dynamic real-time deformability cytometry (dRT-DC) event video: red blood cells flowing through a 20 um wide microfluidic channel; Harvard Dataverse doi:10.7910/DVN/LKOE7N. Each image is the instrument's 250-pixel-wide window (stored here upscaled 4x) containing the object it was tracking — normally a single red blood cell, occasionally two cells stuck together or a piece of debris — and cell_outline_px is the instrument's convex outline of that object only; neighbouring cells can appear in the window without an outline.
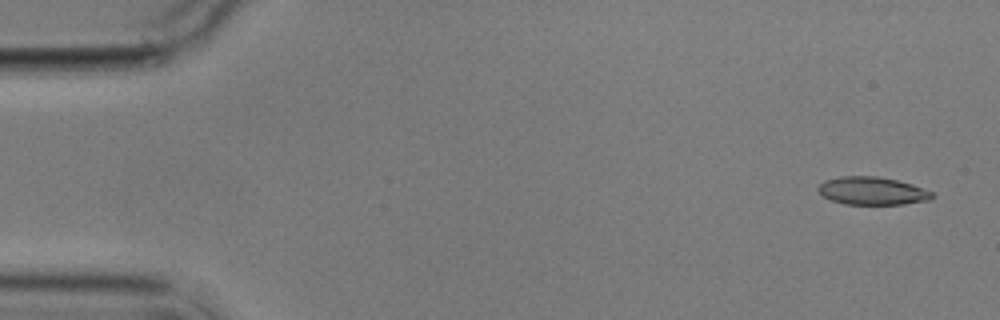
{"species": "common noctule bat (a hibernating species)", "species_latin": "Nyctalus noctula", "temperature_condition": "cold", "stored_images_in_passage": 5, "camera_frame_rate_fps": 3000, "um_per_image_px": 0.085, "animal": {"sex": "male", "body_mass_g": 17.9}, "frame": {"image": 1, "passage_image": 1, "time_ms": 0.0, "image_size_px": [1000, 320], "cell_outline_px": [[936, 196], [932, 200], [904, 204], [844, 204], [832, 200], [824, 196], [816, 188], [824, 180], [840, 176], [880, 176], [912, 184], [932, 192]], "centroid_in_image_um": [74.17, 16.22], "position_along_channel_um": 10.8, "area_um2": 18.61}}
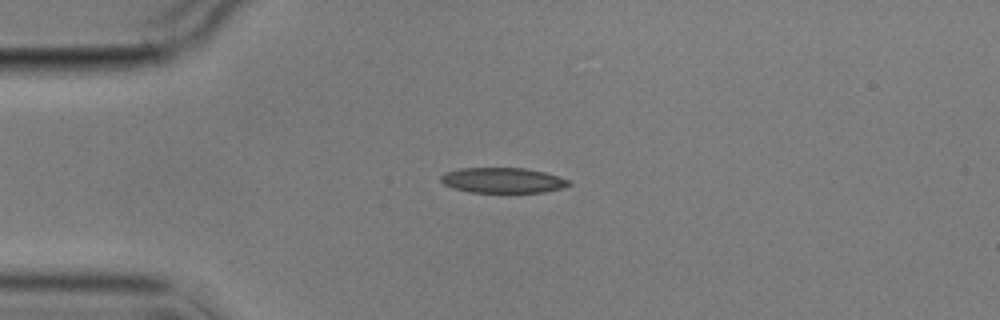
{"frame": {"image": 2, "passage_image": 4, "time_ms": 3.667, "image_size_px": [1000, 320], "cell_outline_px": [[572, 184], [560, 188], [544, 192], [472, 192], [452, 188], [444, 184], [440, 180], [440, 176], [444, 172], [460, 168], [524, 168], [544, 172], [572, 180]], "centroid_in_image_um": [42.73, 15.32], "position_along_channel_um": 42.3, "area_um2": 18.9}}